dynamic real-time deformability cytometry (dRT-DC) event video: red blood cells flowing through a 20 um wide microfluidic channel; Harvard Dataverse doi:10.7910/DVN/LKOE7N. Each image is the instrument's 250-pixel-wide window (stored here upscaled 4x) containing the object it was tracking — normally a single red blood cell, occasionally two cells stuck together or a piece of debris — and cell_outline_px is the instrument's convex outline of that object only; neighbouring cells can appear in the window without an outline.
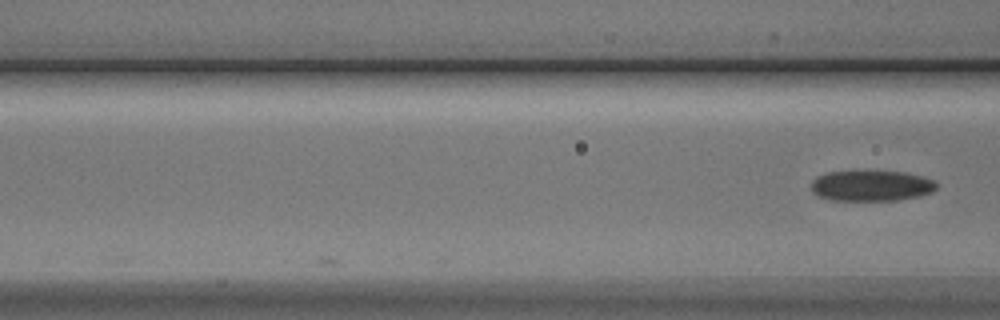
{"species": "Egyptian fruit bat (a non-hibernating species)", "species_latin": "Rousettus aegyptiacus", "temperature_condition": "cold", "stored_images_in_passage": 5, "camera_frame_rate_fps": 3000, "um_per_image_px": 0.085, "animal": {"sex": "male"}, "frame": {"image": 1, "passage_image": 5, "time_ms": 5.333, "image_size_px": [1000, 320], "cell_outline_px": [[936, 188], [932, 192], [920, 196], [896, 200], [832, 200], [820, 196], [812, 192], [812, 180], [816, 176], [828, 172], [864, 168], [904, 172], [936, 180]], "centroid_in_image_um": [74.05, 15.73], "position_along_channel_um": 92.6, "area_um2": 23.24}}